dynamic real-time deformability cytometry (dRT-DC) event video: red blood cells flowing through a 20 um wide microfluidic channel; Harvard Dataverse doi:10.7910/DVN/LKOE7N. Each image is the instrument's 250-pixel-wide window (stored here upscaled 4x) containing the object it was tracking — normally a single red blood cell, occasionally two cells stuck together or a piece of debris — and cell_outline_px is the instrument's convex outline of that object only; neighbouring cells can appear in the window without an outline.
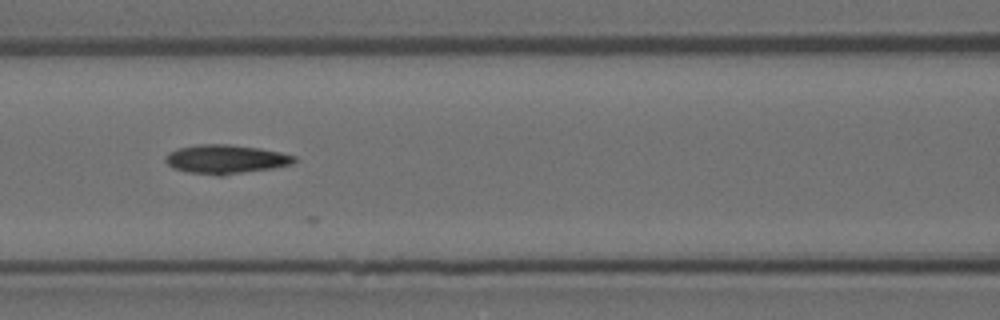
{"species": "Egyptian fruit bat (a non-hibernating species)", "species_latin": "Rousettus aegyptiacus", "temperature_condition": "room temperature", "stored_images_in_passage": 7, "camera_frame_rate_fps": 3000, "um_per_image_px": 0.085, "animal": {"sex": "female"}, "frame": {"image": 1, "passage_image": 6, "time_ms": 1.667, "image_size_px": [1000, 320], "cell_outline_px": [[296, 160], [292, 164], [272, 168], [220, 176], [216, 176], [188, 172], [176, 168], [168, 164], [164, 160], [164, 156], [168, 152], [180, 148], [196, 144], [228, 144], [260, 148], [280, 152], [296, 156]], "centroid_in_image_um": [19.18, 13.53], "position_along_channel_um": 147.4, "area_um2": 21.73}}